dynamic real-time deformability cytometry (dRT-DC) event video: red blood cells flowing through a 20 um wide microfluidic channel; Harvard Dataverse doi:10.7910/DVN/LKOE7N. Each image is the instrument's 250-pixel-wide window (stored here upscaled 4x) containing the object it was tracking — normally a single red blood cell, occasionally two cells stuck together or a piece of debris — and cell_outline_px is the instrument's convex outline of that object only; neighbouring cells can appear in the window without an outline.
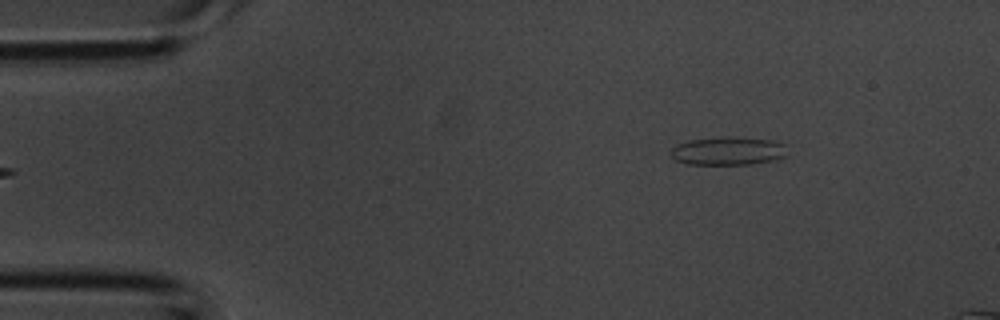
{"species": "common noctule bat (a hibernating species)", "species_latin": "Nyctalus noctula", "temperature_condition": "room temperature", "stored_images_in_passage": 4, "camera_frame_rate_fps": 3000, "um_per_image_px": 0.085, "animal": {"sex": "male", "body_mass_g": 20.1, "forearm_length_mm": 53.5}, "frame": {"image": 1, "passage_image": 4, "time_ms": 1.0, "image_size_px": [1000, 320], "cell_outline_px": [[788, 144], [784, 156], [772, 160], [752, 164], [684, 164], [676, 160], [672, 156], [672, 148], [676, 144], [688, 140], [724, 136], [772, 140]], "centroid_in_image_um": [61.88, 12.82], "position_along_channel_um": 23.1, "area_um2": 19.25}}